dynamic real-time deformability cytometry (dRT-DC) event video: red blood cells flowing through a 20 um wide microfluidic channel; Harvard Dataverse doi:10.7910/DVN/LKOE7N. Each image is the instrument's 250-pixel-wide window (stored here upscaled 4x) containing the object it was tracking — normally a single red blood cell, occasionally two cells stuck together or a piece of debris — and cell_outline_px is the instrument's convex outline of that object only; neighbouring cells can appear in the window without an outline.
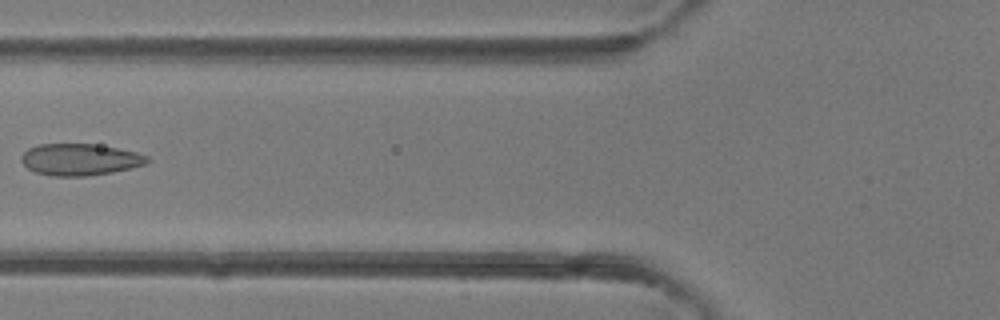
{"species": "common noctule bat (a hibernating species)", "species_latin": "Nyctalus noctula", "temperature_condition": "room temperature", "stored_images_in_passage": 4, "camera_frame_rate_fps": 3000, "um_per_image_px": 0.085, "animal": {"sex": "female"}, "frame": {"image": 1, "passage_image": 4, "time_ms": 3.333, "image_size_px": [1000, 320], "cell_outline_px": [[152, 160], [148, 164], [112, 172], [84, 176], [52, 176], [36, 172], [28, 168], [20, 160], [20, 156], [28, 148], [40, 144], [92, 144], [116, 148], [136, 152], [148, 156]], "centroid_in_image_um": [6.81, 13.56], "position_along_channel_um": 119.0, "area_um2": 23.24}}